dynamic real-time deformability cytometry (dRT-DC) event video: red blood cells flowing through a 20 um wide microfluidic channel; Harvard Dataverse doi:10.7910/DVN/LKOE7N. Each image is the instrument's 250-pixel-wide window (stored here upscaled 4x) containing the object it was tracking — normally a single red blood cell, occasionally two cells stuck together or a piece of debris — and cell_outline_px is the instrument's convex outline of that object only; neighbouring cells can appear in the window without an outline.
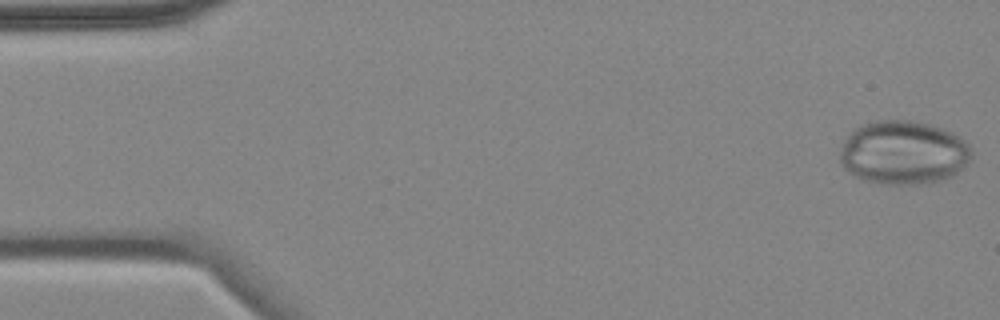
{"species": "common noctule bat (a hibernating species)", "species_latin": "Nyctalus noctula", "temperature_condition": "cold", "stored_images_in_passage": 5, "camera_frame_rate_fps": 3000, "um_per_image_px": 0.085, "animal": {"sex": "female", "body_mass_g": 18.4}, "frame": {"image": 1, "passage_image": 1, "time_ms": 0.0, "image_size_px": [1000, 320], "cell_outline_px": [[972, 156], [952, 176], [940, 180], [916, 184], [880, 184], [860, 180], [852, 176], [844, 168], [840, 160], [840, 152], [848, 136], [860, 124], [876, 120], [912, 120], [928, 124], [952, 132], [964, 140], [968, 144], [972, 152]], "centroid_in_image_um": [76.75, 12.97], "position_along_channel_um": 8.2, "area_um2": 48.73}}